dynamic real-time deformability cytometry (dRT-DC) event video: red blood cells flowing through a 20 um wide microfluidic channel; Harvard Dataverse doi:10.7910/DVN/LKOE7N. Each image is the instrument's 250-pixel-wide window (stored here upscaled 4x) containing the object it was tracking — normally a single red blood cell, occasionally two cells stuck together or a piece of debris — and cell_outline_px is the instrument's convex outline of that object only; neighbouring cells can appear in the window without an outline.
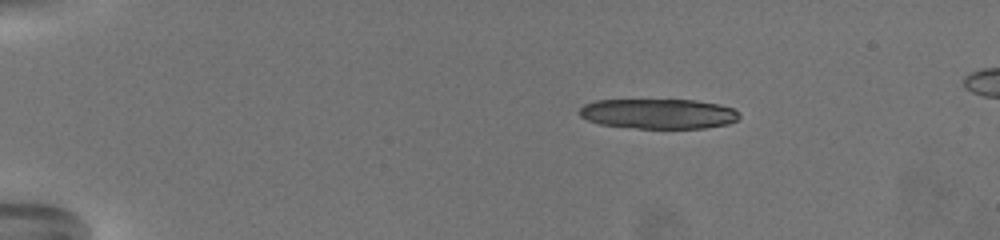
{"species": "common noctule bat (a hibernating species)", "species_latin": "Nyctalus noctula", "temperature_condition": "warm", "stored_images_in_passage": 44, "camera_frame_rate_fps": 3000, "um_per_image_px": 0.085, "animal": {"sex": "female", "body_mass_g": 19.5, "forearm_length_mm": 54.1}, "frame": {"image": 1, "passage_image": 13, "time_ms": 4.0, "image_size_px": [1000, 240], "cell_outline_px": [[740, 116], [736, 120], [728, 124], [704, 128], [636, 128], [600, 124], [588, 120], [580, 116], [580, 108], [584, 104], [596, 100], [696, 100], [720, 104], [732, 108], [740, 112]], "centroid_in_image_um": [55.99, 9.66], "position_along_channel_um": 29.0, "area_um2": 27.98}}